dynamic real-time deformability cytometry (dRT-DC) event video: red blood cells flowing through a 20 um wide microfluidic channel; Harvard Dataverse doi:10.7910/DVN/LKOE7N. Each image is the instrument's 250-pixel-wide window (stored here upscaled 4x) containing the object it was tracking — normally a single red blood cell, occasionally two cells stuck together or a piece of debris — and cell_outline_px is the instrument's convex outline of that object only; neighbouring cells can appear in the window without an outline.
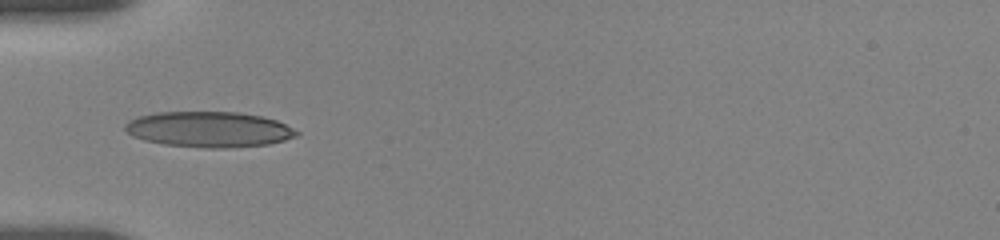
{"species": "human", "species_latin": "Homo sapiens", "temperature_condition": "room temperature", "stored_images_in_passage": 8, "camera_frame_rate_fps": 3000, "um_per_image_px": 0.085, "donor": {"sex": "female"}, "frame": {"image": 1, "passage_image": 1, "time_ms": 0.0, "image_size_px": [1000, 240], "cell_outline_px": [[300, 132], [296, 136], [284, 140], [268, 144], [224, 148], [204, 148], [164, 144], [144, 140], [132, 136], [124, 128], [124, 124], [136, 116], [156, 112], [236, 112], [260, 116], [276, 120]], "centroid_in_image_um": [17.72, 10.99], "position_along_channel_um": 67.3, "area_um2": 35.49}}
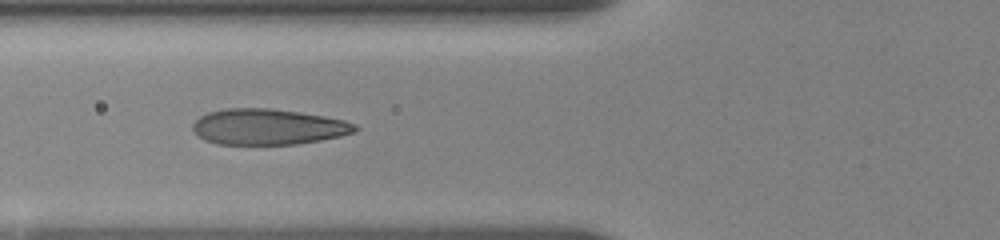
{"frame": {"image": 2, "passage_image": 7, "time_ms": 1.0, "image_size_px": [1000, 240], "cell_outline_px": [[360, 128], [356, 132], [340, 136], [320, 140], [296, 144], [216, 144], [204, 140], [192, 128], [192, 124], [200, 116], [208, 112], [224, 108], [268, 108], [300, 112], [324, 116], [344, 120], [356, 124]], "centroid_in_image_um": [22.8, 10.77], "position_along_channel_um": 103.0, "area_um2": 33.93}}